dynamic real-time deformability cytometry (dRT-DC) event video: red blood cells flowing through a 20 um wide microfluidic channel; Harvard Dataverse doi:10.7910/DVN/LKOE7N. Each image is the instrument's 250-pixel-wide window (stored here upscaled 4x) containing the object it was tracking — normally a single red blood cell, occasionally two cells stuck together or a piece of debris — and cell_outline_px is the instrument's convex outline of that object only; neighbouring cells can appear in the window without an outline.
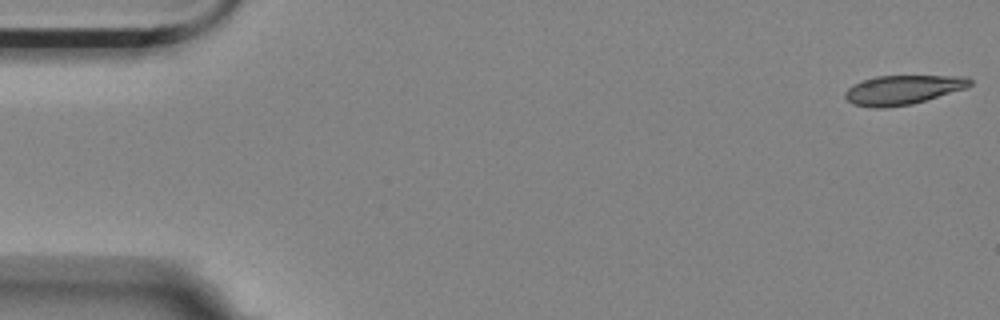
{"species": "Egyptian fruit bat (a non-hibernating species)", "species_latin": "Rousettus aegyptiacus", "temperature_condition": "room temperature", "stored_images_in_passage": 2, "camera_frame_rate_fps": 3000, "um_per_image_px": 0.085, "animal": {"sex": "female"}, "frame": {"image": 1, "passage_image": 2, "time_ms": 0.333, "image_size_px": [1000, 320], "cell_outline_px": [[972, 84], [964, 88], [912, 104], [884, 108], [872, 108], [852, 104], [844, 96], [844, 92], [852, 84], [876, 76], [968, 76], [972, 80]], "centroid_in_image_um": [76.69, 7.64], "position_along_channel_um": 8.3, "area_um2": 21.21}}